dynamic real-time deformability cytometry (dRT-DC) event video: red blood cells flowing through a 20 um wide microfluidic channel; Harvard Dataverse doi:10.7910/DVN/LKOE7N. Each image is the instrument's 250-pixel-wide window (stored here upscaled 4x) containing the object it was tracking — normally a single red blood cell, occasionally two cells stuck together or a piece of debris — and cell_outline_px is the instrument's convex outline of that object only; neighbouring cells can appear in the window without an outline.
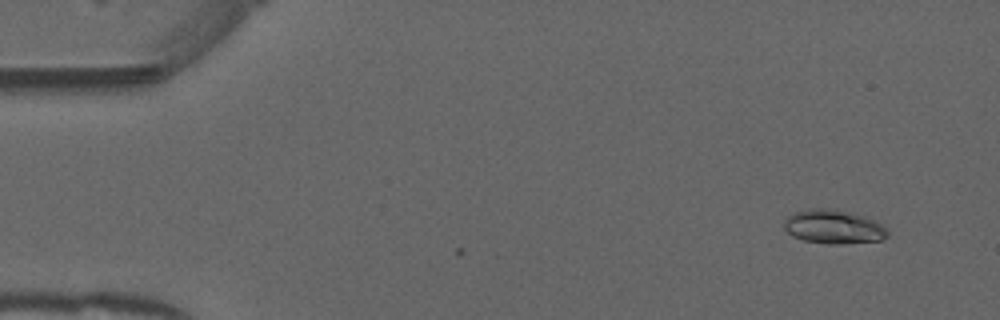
{"species": "common noctule bat (a hibernating species)", "species_latin": "Nyctalus noctula", "temperature_condition": "warm", "stored_images_in_passage": 2, "camera_frame_rate_fps": 3000, "um_per_image_px": 0.085, "animal": {"sex": "male", "forearm_length_mm": 52.5}, "frame": {"image": 1, "passage_image": 2, "time_ms": 0.333, "image_size_px": [1000, 320], "cell_outline_px": [[888, 236], [884, 240], [840, 244], [828, 244], [804, 240], [792, 236], [784, 228], [784, 220], [792, 212], [808, 208], [836, 208], [864, 216], [880, 224], [888, 232]], "centroid_in_image_um": [70.82, 19.26], "position_along_channel_um": 14.2, "area_um2": 20.63}}